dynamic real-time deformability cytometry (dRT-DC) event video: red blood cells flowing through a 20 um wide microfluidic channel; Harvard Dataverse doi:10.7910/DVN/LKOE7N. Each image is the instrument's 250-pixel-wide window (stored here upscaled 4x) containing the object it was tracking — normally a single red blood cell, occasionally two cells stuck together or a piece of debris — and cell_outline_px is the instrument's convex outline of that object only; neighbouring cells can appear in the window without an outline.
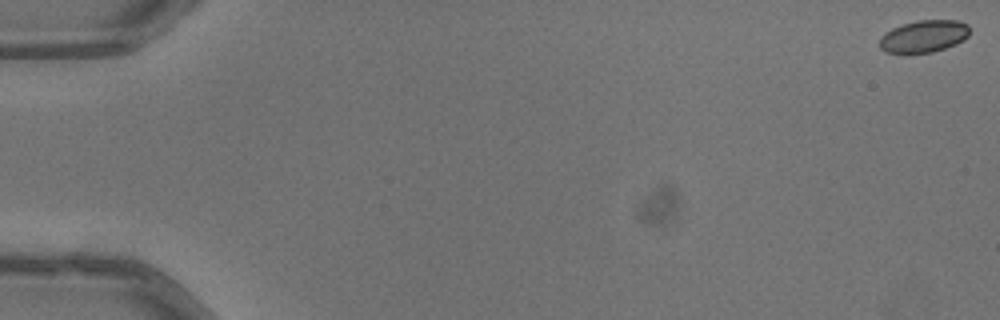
{"species": "common noctule bat (a hibernating species)", "species_latin": "Nyctalus noctula", "temperature_condition": "warm", "stored_images_in_passage": 53, "camera_frame_rate_fps": 3000, "um_per_image_px": 0.085, "animal": {"sex": "male", "body_mass_g": 13.3}, "frame": {"image": 1, "passage_image": 1, "time_ms": 0.0, "image_size_px": [1000, 320], "cell_outline_px": [[968, 36], [964, 40], [956, 44], [932, 52], [884, 52], [880, 48], [880, 36], [884, 32], [892, 28], [916, 20], [956, 20], [968, 24]], "centroid_in_image_um": [78.52, 3.07], "position_along_channel_um": 6.5, "area_um2": 16.76}}
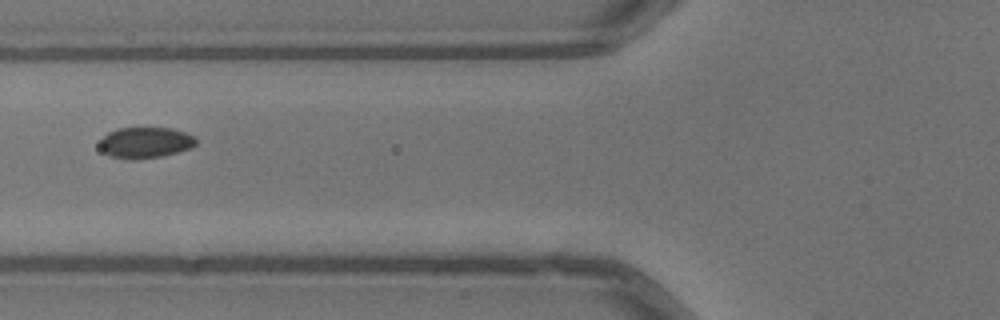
{"frame": {"image": 2, "passage_image": 22, "time_ms": 7.0, "image_size_px": [1000, 320], "cell_outline_px": [[196, 144], [188, 148], [176, 152], [160, 156], [136, 160], [132, 160], [112, 156], [104, 152], [100, 148], [100, 140], [108, 132], [120, 128], [172, 128], [196, 136]], "centroid_in_image_um": [12.35, 12.11], "position_along_channel_um": 113.4, "area_um2": 17.22}}
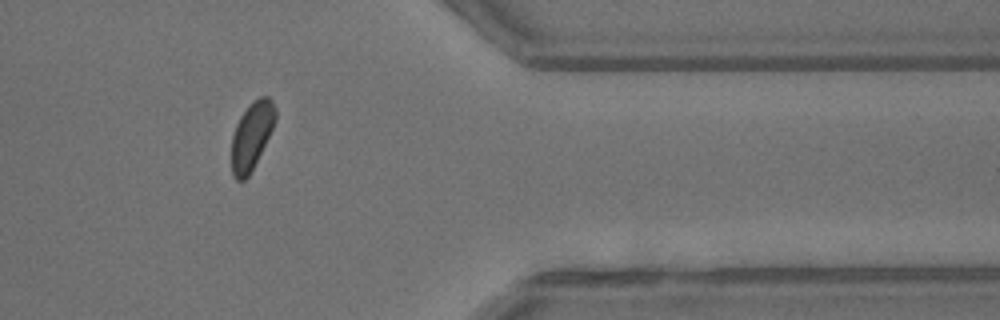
{"frame": {"image": 3, "passage_image": 44, "time_ms": 14.333, "image_size_px": [1000, 320], "cell_outline_px": [[276, 120], [248, 176], [244, 180], [236, 180], [232, 176], [232, 136], [236, 124], [240, 116], [252, 100], [260, 96], [268, 96], [272, 100], [276, 108]], "centroid_in_image_um": [21.38, 11.48], "position_along_channel_um": 390.0, "area_um2": 16.99}, "authors_computed_cell_mechanics": {"area_um2": 17.3978, "velocity_mm_per_s": 4.0219, "shape_relaxation_time_tau1_ms": 3.5294, "shape_relaxation_time_tau2_ms": null, "deformation_change_tau1": 0.0634, "deformation_change_tau2": null}}